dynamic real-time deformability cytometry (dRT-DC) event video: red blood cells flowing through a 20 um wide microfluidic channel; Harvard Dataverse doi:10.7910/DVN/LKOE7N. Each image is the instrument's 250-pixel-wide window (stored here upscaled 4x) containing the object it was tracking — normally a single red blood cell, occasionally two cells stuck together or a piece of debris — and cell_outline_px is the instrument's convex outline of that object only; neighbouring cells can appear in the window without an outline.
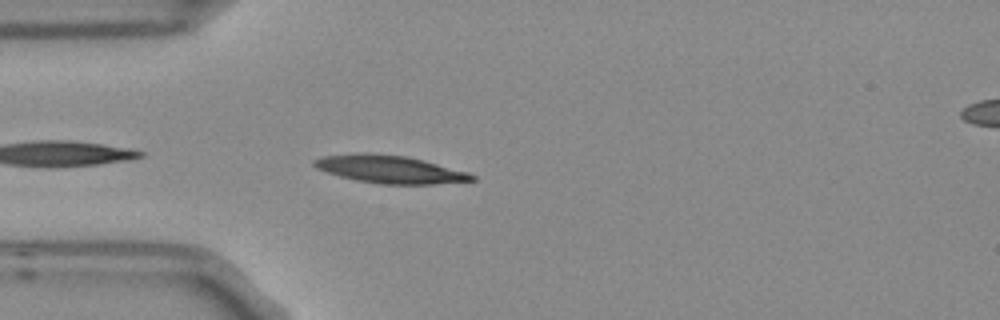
{"species": "Egyptian fruit bat (a non-hibernating species)", "species_latin": "Rousettus aegyptiacus", "temperature_condition": "room temperature", "stored_images_in_passage": 3, "camera_frame_rate_fps": 3000, "um_per_image_px": 0.085, "frame": {"image": 1, "passage_image": 3, "time_ms": 0.667, "image_size_px": [1000, 320], "cell_outline_px": [[476, 180], [436, 184], [380, 184], [356, 180], [340, 176], [316, 168], [312, 164], [312, 160], [320, 156], [364, 152], [368, 152], [408, 156], [424, 160], [468, 172], [476, 176]], "centroid_in_image_um": [33.12, 14.38], "position_along_channel_um": 51.9, "area_um2": 25.72}}